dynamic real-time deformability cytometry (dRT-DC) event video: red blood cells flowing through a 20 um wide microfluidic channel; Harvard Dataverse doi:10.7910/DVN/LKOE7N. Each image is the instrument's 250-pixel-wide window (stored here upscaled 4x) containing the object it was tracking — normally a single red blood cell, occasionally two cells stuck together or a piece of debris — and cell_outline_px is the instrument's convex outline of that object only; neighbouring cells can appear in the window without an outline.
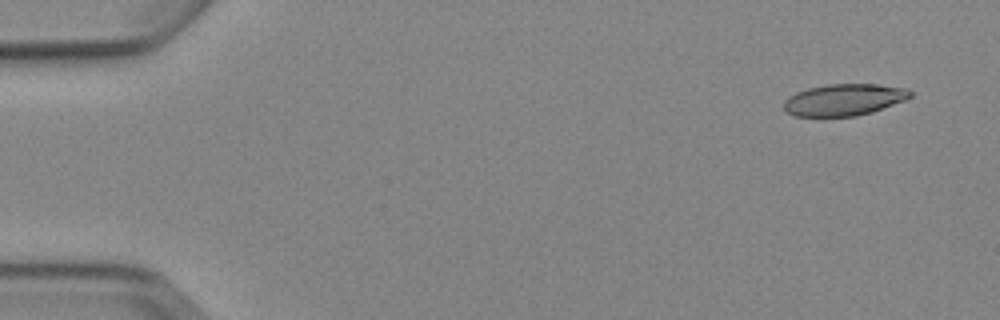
{"species": "Egyptian fruit bat (a non-hibernating species)", "species_latin": "Rousettus aegyptiacus", "temperature_condition": "cold", "stored_images_in_passage": 5, "camera_frame_rate_fps": 3000, "um_per_image_px": 0.085, "animal": {"sex": "female"}, "frame": {"image": 1, "passage_image": 1, "time_ms": 0.0, "image_size_px": [1000, 320], "cell_outline_px": [[912, 96], [904, 100], [872, 112], [856, 116], [796, 116], [784, 112], [784, 100], [788, 96], [796, 92], [808, 88], [828, 84], [876, 84], [908, 88], [912, 92]], "centroid_in_image_um": [71.72, 8.47], "position_along_channel_um": 13.3, "area_um2": 23.41}}
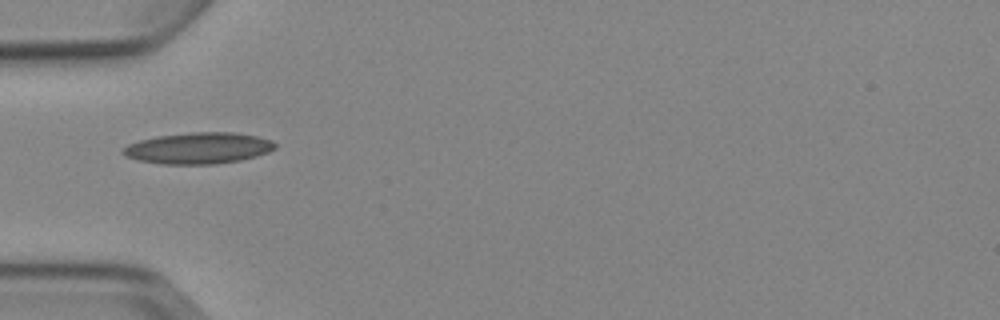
{"frame": {"image": 2, "passage_image": 5, "time_ms": 4.667, "image_size_px": [1000, 320], "cell_outline_px": [[276, 148], [268, 152], [256, 156], [240, 160], [212, 164], [160, 164], [140, 160], [128, 156], [120, 152], [128, 144], [140, 140], [156, 136], [192, 132], [232, 132], [256, 136], [272, 140], [276, 144]], "centroid_in_image_um": [16.88, 12.58], "position_along_channel_um": 68.1, "area_um2": 27.57}}